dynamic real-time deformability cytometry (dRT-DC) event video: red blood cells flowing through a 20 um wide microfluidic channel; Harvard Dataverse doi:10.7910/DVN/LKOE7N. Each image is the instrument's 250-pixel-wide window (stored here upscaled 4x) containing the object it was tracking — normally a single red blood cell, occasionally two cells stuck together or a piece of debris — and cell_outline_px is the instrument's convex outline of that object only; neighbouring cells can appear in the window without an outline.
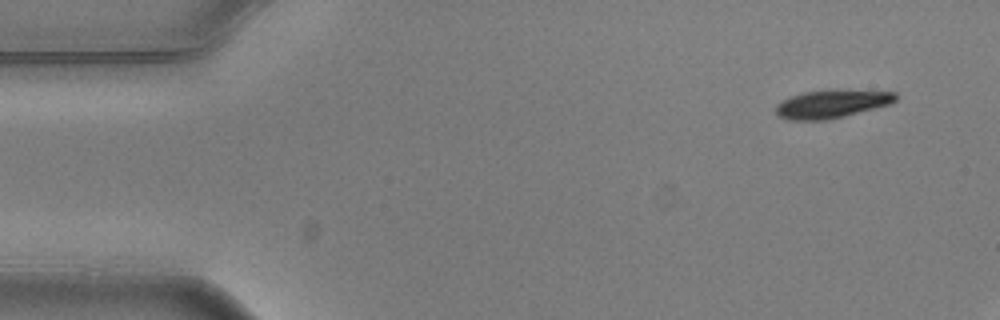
{"species": "common noctule bat (a hibernating species)", "species_latin": "Nyctalus noctula", "temperature_condition": "warm", "stored_images_in_passage": 5, "segment_of_instrument_passage": [1, 2], "camera_frame_rate_fps": 3000, "um_per_image_px": 0.085, "animal": {"sex": "male", "body_mass_g": 20.5, "forearm_length_mm": 52.5}, "frame": {"image": 1, "passage_image": 1, "time_ms": 0.0, "image_size_px": [1000, 320], "cell_outline_px": [[896, 100], [892, 104], [828, 120], [788, 120], [776, 116], [776, 104], [792, 96], [804, 92], [832, 88], [896, 92]], "centroid_in_image_um": [70.71, 8.82], "position_along_channel_um": 14.3, "area_um2": 20.11}}